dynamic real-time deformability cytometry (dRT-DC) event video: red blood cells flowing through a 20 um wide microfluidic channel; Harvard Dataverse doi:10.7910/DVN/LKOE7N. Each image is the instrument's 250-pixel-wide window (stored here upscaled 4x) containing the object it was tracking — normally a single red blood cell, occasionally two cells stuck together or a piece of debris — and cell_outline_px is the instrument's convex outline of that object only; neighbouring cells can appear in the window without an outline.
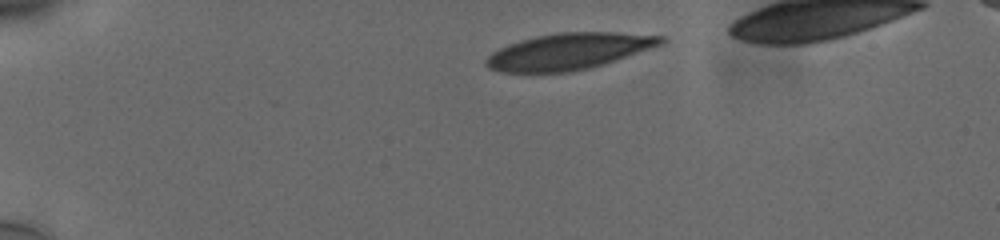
{"species": "human", "species_latin": "Homo sapiens", "temperature_condition": "cold", "stored_images_in_passage": 42, "camera_frame_rate_fps": 3000, "um_per_image_px": 0.085, "donor": {"sex": "male"}, "frame": {"image": 1, "passage_image": 1, "time_ms": 0.0, "image_size_px": [1000, 240], "cell_outline_px": [[668, 40], [664, 44], [604, 64], [588, 68], [568, 72], [500, 72], [488, 68], [484, 64], [484, 60], [492, 52], [508, 44], [520, 40], [536, 36], [560, 32], [616, 32], [664, 36]], "centroid_in_image_um": [48.36, 4.36], "position_along_channel_um": 36.6, "area_um2": 37.17}}
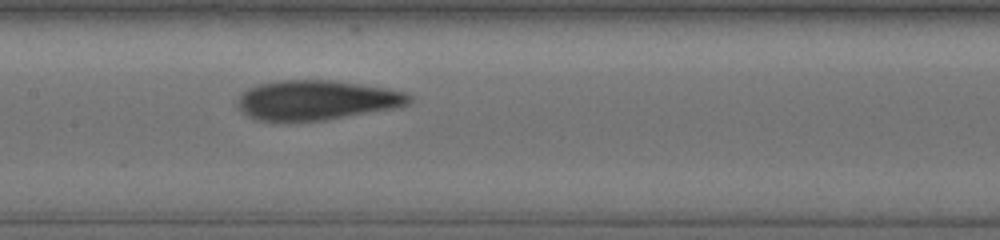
{"frame": {"image": 2, "passage_image": 18, "time_ms": 5.667, "image_size_px": [1000, 240], "cell_outline_px": [[412, 100], [408, 104], [400, 108], [324, 120], [256, 120], [248, 116], [240, 108], [240, 96], [248, 88], [260, 84], [280, 80], [332, 80], [388, 88], [408, 92], [412, 96]], "centroid_in_image_um": [27.03, 8.5], "position_along_channel_um": 180.4, "area_um2": 39.54}}
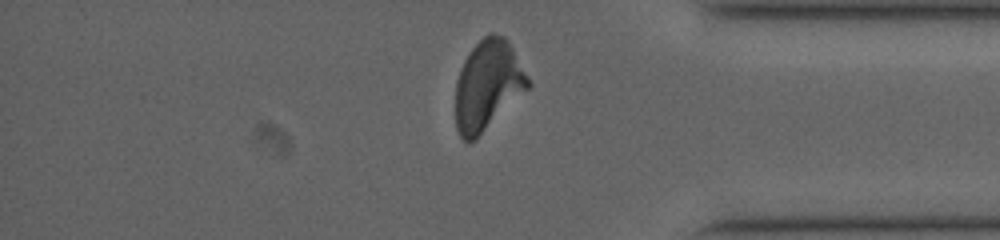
{"frame": {"image": 3, "passage_image": 36, "time_ms": 11.667, "image_size_px": [1000, 240], "cell_outline_px": [[532, 84], [476, 140], [468, 144], [460, 136], [456, 128], [456, 80], [460, 68], [464, 60], [472, 48], [488, 32], [492, 32], [504, 36], [512, 48], [528, 76]], "centroid_in_image_um": [41.44, 7.26], "position_along_channel_um": 393.8, "area_um2": 37.92}}